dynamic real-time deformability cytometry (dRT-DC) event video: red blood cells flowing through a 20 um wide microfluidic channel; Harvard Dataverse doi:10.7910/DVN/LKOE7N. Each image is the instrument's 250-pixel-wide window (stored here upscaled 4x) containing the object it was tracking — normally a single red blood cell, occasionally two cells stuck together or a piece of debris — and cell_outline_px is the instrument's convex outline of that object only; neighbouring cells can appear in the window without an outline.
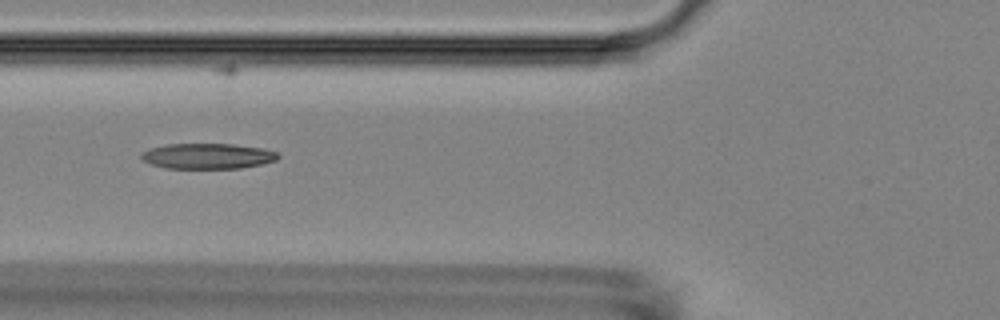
{"species": "Egyptian fruit bat (a non-hibernating species)", "species_latin": "Rousettus aegyptiacus", "temperature_condition": "room temperature", "stored_images_in_passage": 5, "camera_frame_rate_fps": 3000, "um_per_image_px": 0.085, "animal": {"sex": "female"}, "frame": {"image": 1, "passage_image": 3, "time_ms": 2.333, "image_size_px": [1000, 320], "cell_outline_px": [[280, 156], [276, 160], [260, 164], [240, 168], [164, 168], [148, 164], [140, 156], [140, 152], [148, 148], [168, 144], [232, 144], [264, 148], [276, 152]], "centroid_in_image_um": [17.59, 13.26], "position_along_channel_um": 108.2, "area_um2": 20.4}}
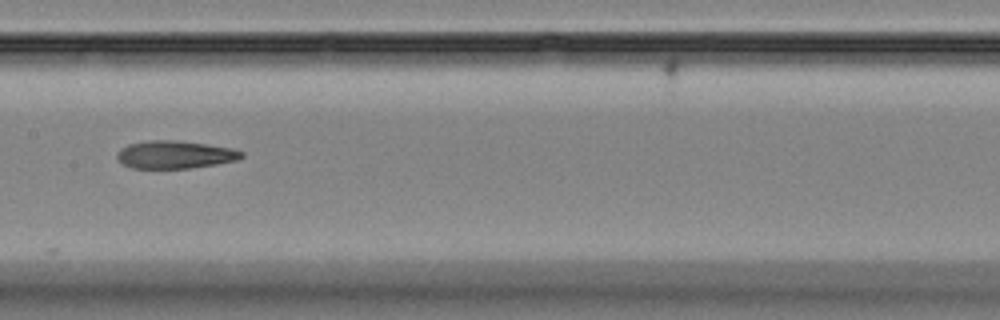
{"frame": {"image": 2, "passage_image": 5, "time_ms": 4.667, "image_size_px": [1000, 320], "cell_outline_px": [[244, 156], [236, 160], [216, 164], [188, 168], [132, 168], [124, 164], [116, 156], [120, 148], [128, 144], [148, 140], [172, 140], [204, 144], [232, 148], [244, 152]], "centroid_in_image_um": [14.86, 13.14], "position_along_channel_um": 192.5, "area_um2": 19.94}}